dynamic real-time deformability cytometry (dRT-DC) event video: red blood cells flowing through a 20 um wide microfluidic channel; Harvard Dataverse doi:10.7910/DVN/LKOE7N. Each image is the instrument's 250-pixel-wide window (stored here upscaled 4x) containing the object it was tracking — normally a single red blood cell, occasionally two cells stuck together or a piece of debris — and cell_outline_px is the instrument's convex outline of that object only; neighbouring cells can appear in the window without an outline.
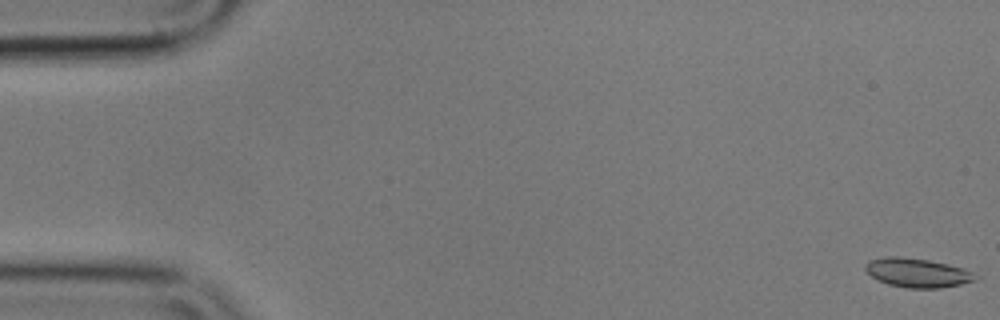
{"species": "common noctule bat (a hibernating species)", "species_latin": "Nyctalus noctula", "temperature_condition": "cold", "stored_images_in_passage": 57, "camera_frame_rate_fps": 3000, "um_per_image_px": 0.085, "animal": {"sex": "male", "body_mass_g": 17.9}, "frame": {"image": 1, "passage_image": 1, "time_ms": 0.0, "image_size_px": [1000, 320], "cell_outline_px": [[980, 276], [976, 280], [960, 284], [940, 288], [908, 288], [888, 284], [872, 276], [864, 268], [864, 264], [868, 260], [888, 256], [900, 256], [928, 260], [948, 264], [964, 268]], "centroid_in_image_um": [77.99, 23.18], "position_along_channel_um": 7.0, "area_um2": 18.67}}
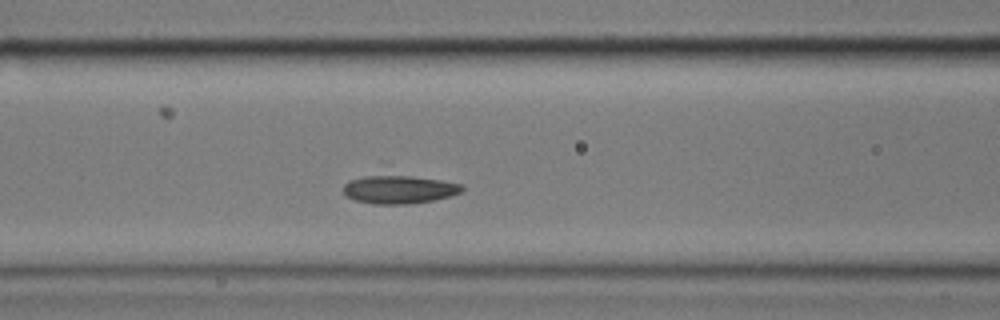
{"frame": {"image": 2, "passage_image": 23, "time_ms": 7.333, "image_size_px": [1000, 320], "cell_outline_px": [[464, 188], [460, 192], [448, 196], [432, 200], [404, 204], [372, 204], [356, 200], [344, 196], [344, 184], [348, 180], [364, 176], [412, 176], [440, 180], [464, 184]], "centroid_in_image_um": [33.89, 16.1], "position_along_channel_um": 132.7, "area_um2": 19.31}}
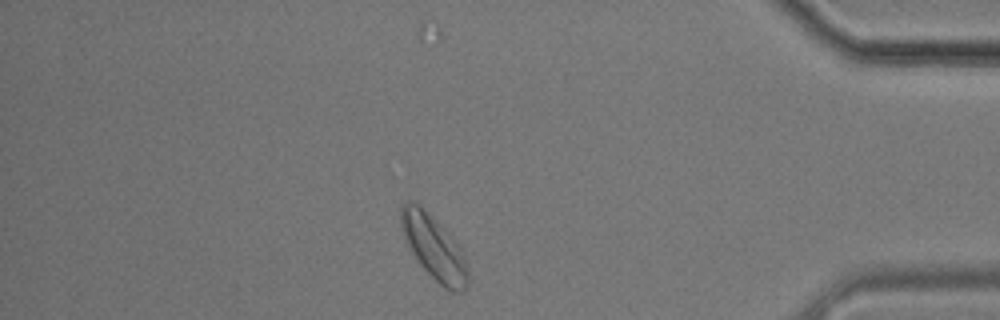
{"frame": {"image": 3, "passage_image": 49, "time_ms": 16.0, "image_size_px": [1000, 320], "cell_outline_px": [[468, 284], [464, 292], [452, 292], [444, 288], [420, 264], [408, 248], [404, 240], [400, 228], [400, 208], [404, 200], [408, 200], [420, 204], [452, 236], [460, 248], [464, 256], [468, 268]], "centroid_in_image_um": [36.86, 21.01], "position_along_channel_um": 398.3, "area_um2": 25.37}, "authors_computed_cell_mechanics": {"area_um2": 19.3052, "velocity_mm_per_s": 3.5131, "shape_relaxation_time_tau1_ms": null, "shape_relaxation_time_tau2_ms": 1.3686, "deformation_change_tau1": null, "deformation_change_tau2": 0.084}}